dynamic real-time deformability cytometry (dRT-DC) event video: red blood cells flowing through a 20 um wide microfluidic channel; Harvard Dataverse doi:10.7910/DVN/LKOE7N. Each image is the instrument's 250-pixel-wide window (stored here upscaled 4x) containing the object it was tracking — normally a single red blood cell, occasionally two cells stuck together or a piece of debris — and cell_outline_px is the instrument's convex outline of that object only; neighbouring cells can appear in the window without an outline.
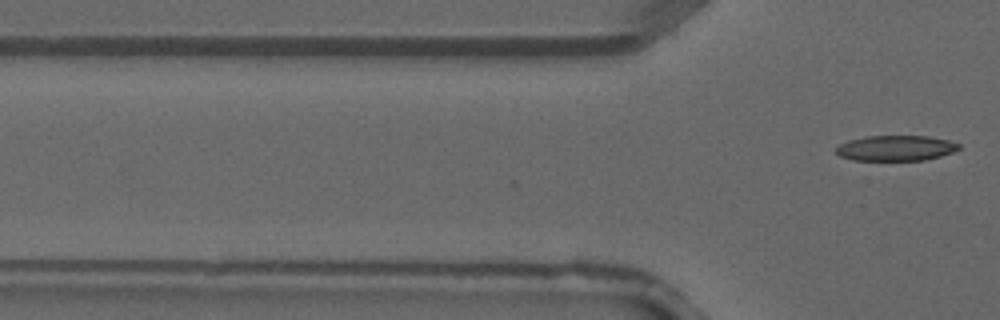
{"species": "common noctule bat (a hibernating species)", "species_latin": "Nyctalus noctula", "temperature_condition": "warm", "stored_images_in_passage": 4, "camera_frame_rate_fps": 3000, "um_per_image_px": 0.085, "animal": {"sex": "male", "forearm_length_mm": 52.5}, "frame": {"image": 1, "passage_image": 4, "time_ms": 1.0, "image_size_px": [1000, 320], "cell_outline_px": [[960, 148], [952, 152], [940, 156], [924, 160], [852, 160], [840, 156], [836, 152], [836, 148], [840, 144], [848, 140], [864, 136], [928, 136], [948, 140], [960, 144]], "centroid_in_image_um": [76.13, 12.58], "position_along_channel_um": 49.7, "area_um2": 18.15}}